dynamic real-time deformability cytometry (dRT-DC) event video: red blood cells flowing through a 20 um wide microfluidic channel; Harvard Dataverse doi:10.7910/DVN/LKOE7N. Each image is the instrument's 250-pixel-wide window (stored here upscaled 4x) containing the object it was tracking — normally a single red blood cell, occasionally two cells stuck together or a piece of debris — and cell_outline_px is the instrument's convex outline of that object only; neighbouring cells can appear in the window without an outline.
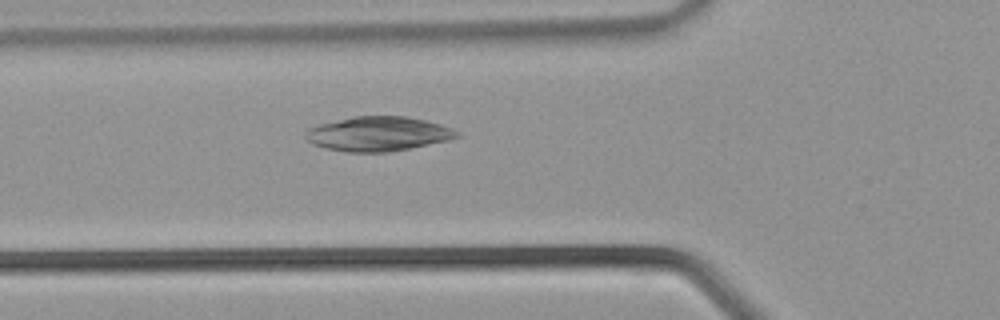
{"species": "common noctule bat (a hibernating species)", "species_latin": "Nyctalus noctula", "temperature_condition": "warm", "stored_images_in_passage": 34, "camera_frame_rate_fps": 3000, "um_per_image_px": 0.085, "animal": {"sex": "male", "body_mass_g": 21.5, "forearm_length_mm": 52.0}, "frame": {"image": 1, "passage_image": 12, "time_ms": 3.667, "image_size_px": [1000, 320], "cell_outline_px": [[460, 136], [448, 140], [388, 152], [348, 152], [324, 148], [312, 144], [304, 136], [304, 132], [308, 128], [320, 124], [352, 116], [408, 116], [440, 124], [452, 128], [460, 132]], "centroid_in_image_um": [32.12, 11.37], "position_along_channel_um": 93.7, "area_um2": 30.4}}
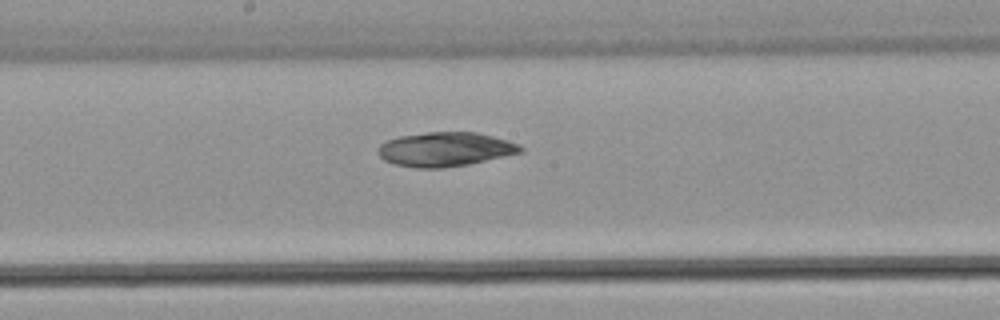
{"frame": {"image": 2, "passage_image": 18, "time_ms": 5.667, "image_size_px": [1000, 320], "cell_outline_px": [[524, 152], [468, 164], [444, 168], [416, 168], [396, 164], [384, 160], [380, 156], [380, 144], [388, 140], [400, 136], [428, 132], [476, 132], [508, 140], [520, 144], [524, 148]], "centroid_in_image_um": [37.9, 12.69], "position_along_channel_um": 210.3, "area_um2": 28.26}}
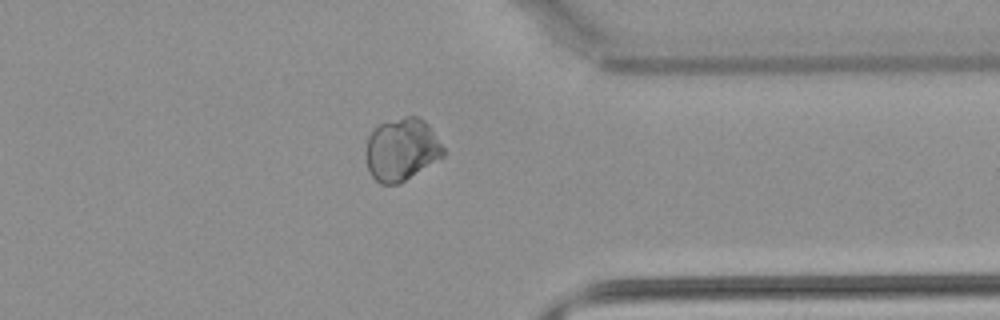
{"frame": {"image": 3, "passage_image": 27, "time_ms": 8.667, "image_size_px": [1000, 320], "cell_outline_px": [[444, 156], [400, 184], [380, 184], [368, 172], [364, 156], [364, 152], [368, 136], [372, 128], [380, 124], [408, 116], [420, 116], [428, 124], [444, 148]], "centroid_in_image_um": [34.1, 12.72], "position_along_channel_um": 377.3, "area_um2": 28.55}}